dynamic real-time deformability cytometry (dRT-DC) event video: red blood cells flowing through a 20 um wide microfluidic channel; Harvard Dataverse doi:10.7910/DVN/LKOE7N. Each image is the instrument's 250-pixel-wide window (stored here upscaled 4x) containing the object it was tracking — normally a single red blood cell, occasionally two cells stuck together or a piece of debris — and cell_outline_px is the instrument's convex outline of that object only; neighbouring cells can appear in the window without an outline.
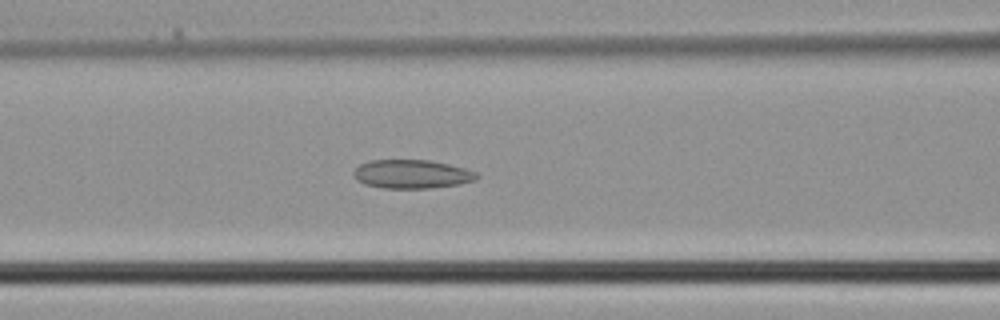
{"species": "common noctule bat (a hibernating species)", "species_latin": "Nyctalus noctula", "temperature_condition": "cold", "stored_images_in_passage": 36, "camera_frame_rate_fps": 3000, "um_per_image_px": 0.085, "animal": {"sex": "male", "body_mass_g": 21.5, "forearm_length_mm": 52.0}, "frame": {"image": 1, "passage_image": 16, "time_ms": 5.0, "image_size_px": [1000, 320], "cell_outline_px": [[480, 176], [476, 180], [460, 184], [428, 188], [384, 188], [364, 184], [356, 180], [352, 172], [360, 164], [368, 160], [428, 160], [448, 164], [464, 168], [476, 172]], "centroid_in_image_um": [34.99, 14.8], "position_along_channel_um": 131.6, "area_um2": 20.63}}
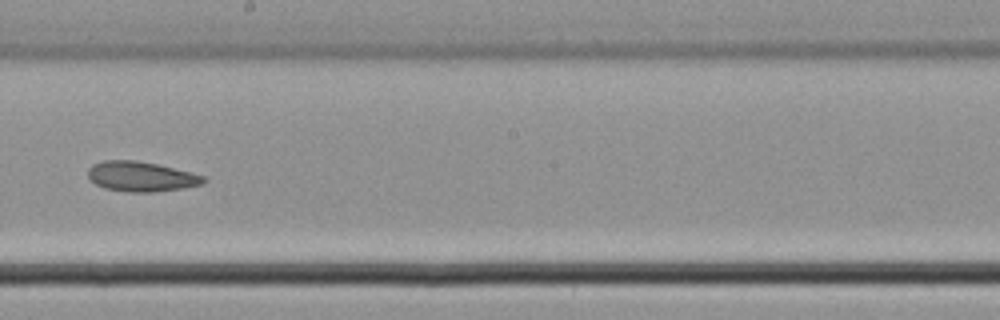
{"frame": {"image": 2, "passage_image": 22, "time_ms": 7.0, "image_size_px": [1000, 320], "cell_outline_px": [[208, 180], [200, 184], [180, 188], [152, 192], [128, 192], [104, 188], [96, 184], [88, 176], [88, 168], [92, 164], [104, 160], [136, 160], [156, 164], [204, 176]], "centroid_in_image_um": [11.94, 15.0], "position_along_channel_um": 236.3, "area_um2": 19.88}}
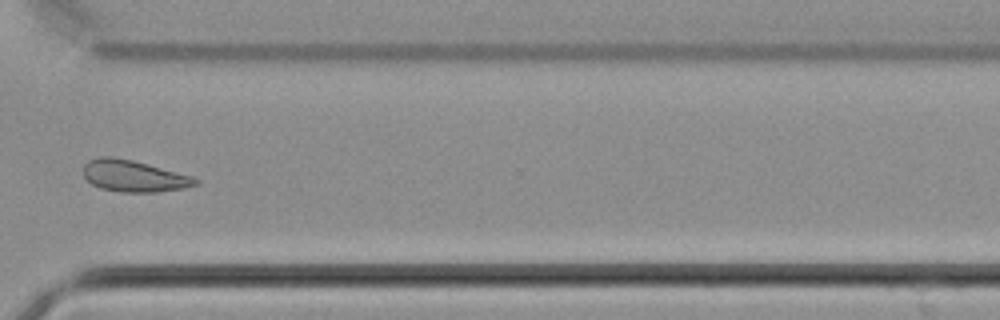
{"frame": {"image": 3, "passage_image": 29, "time_ms": 9.333, "image_size_px": [1000, 320], "cell_outline_px": [[200, 184], [184, 188], [156, 192], [124, 192], [100, 188], [92, 184], [84, 176], [84, 164], [88, 160], [100, 156], [112, 156], [132, 160], [148, 164], [192, 176], [200, 180]], "centroid_in_image_um": [11.39, 14.96], "position_along_channel_um": 359.2, "area_um2": 20.63}}